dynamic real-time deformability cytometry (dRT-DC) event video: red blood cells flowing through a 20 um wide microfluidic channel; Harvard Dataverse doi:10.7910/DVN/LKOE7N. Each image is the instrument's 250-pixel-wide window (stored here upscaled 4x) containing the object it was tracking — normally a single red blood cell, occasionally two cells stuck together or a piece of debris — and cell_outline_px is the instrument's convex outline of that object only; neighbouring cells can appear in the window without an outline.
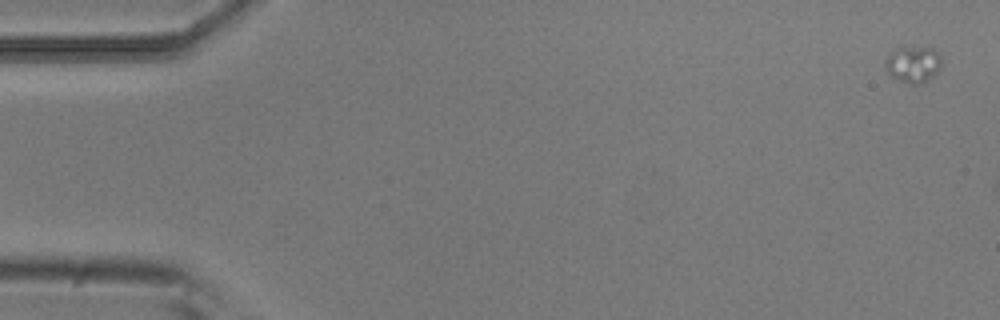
{"species": "common noctule bat (a hibernating species)", "species_latin": "Nyctalus noctula", "temperature_condition": "room temperature", "stored_images_in_passage": 5, "camera_frame_rate_fps": 3000, "um_per_image_px": 0.085, "animal": {"sex": "male", "body_mass_g": 20.5, "forearm_length_mm": 52.5}, "frame": {"image": 1, "passage_image": 1, "time_ms": 0.0, "image_size_px": [1000, 320], "cell_outline_px": [[940, 68], [932, 76], [920, 84], [908, 84], [892, 76], [884, 68], [884, 60], [888, 52], [896, 48], [932, 48], [940, 56]], "centroid_in_image_um": [77.55, 5.47], "position_along_channel_um": 7.5, "area_um2": 11.79}}